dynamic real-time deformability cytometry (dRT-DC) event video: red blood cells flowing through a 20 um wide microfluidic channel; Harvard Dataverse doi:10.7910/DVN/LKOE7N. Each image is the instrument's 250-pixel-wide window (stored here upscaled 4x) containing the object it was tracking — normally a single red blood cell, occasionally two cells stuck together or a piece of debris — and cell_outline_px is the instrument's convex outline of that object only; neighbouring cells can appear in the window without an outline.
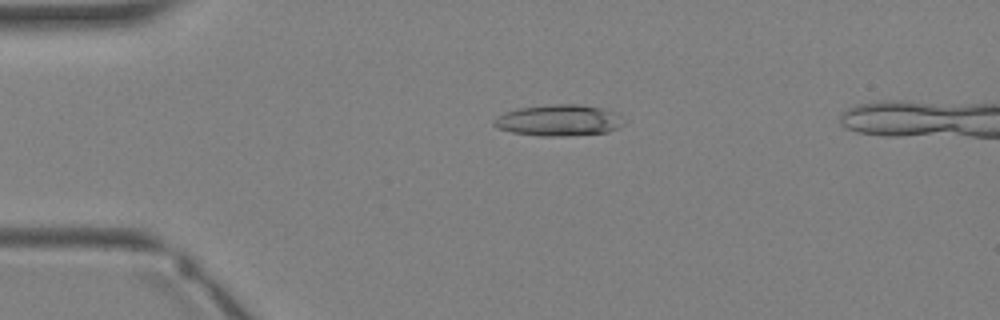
{"species": "Egyptian fruit bat (a non-hibernating species)", "species_latin": "Rousettus aegyptiacus", "temperature_condition": "warm", "stored_images_in_passage": 3, "camera_frame_rate_fps": 3000, "um_per_image_px": 0.085, "animal": {"sex": "female"}, "frame": {"image": 1, "passage_image": 2, "time_ms": 1.333, "image_size_px": [1000, 320], "cell_outline_px": [[628, 120], [624, 124], [608, 132], [564, 136], [540, 136], [512, 132], [500, 128], [492, 124], [492, 120], [496, 116], [504, 112], [520, 108], [548, 104], [580, 104], [620, 112]], "centroid_in_image_um": [47.56, 10.22], "position_along_channel_um": 37.4, "area_um2": 24.04}}